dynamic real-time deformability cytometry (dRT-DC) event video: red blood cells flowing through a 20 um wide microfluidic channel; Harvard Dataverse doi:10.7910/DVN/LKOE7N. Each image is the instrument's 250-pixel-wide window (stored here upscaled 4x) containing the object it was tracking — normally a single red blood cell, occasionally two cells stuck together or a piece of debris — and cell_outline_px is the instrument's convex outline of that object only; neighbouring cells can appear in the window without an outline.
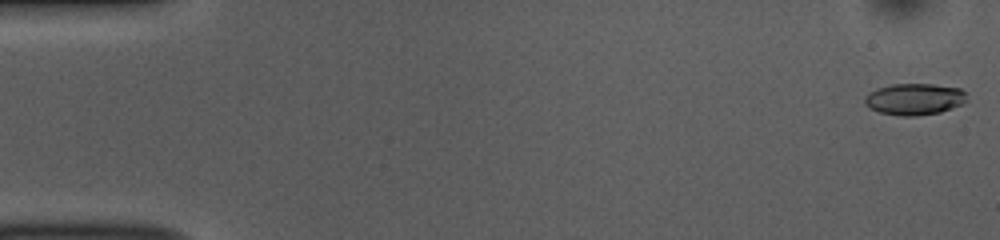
{"species": "common noctule bat (a hibernating species)", "species_latin": "Nyctalus noctula", "temperature_condition": "room temperature", "stored_images_in_passage": 52, "camera_frame_rate_fps": 3000, "um_per_image_px": 0.085, "animal": {"sex": "female", "body_mass_g": 10.0, "forearm_length_mm": 53.1}, "frame": {"image": 1, "passage_image": 1, "time_ms": 0.0, "image_size_px": [1000, 240], "cell_outline_px": [[968, 100], [964, 104], [940, 112], [916, 116], [900, 116], [880, 112], [864, 104], [864, 96], [868, 92], [876, 88], [892, 84], [932, 84], [960, 88], [964, 92]], "centroid_in_image_um": [77.73, 8.42], "position_along_channel_um": 7.3, "area_um2": 18.9}}
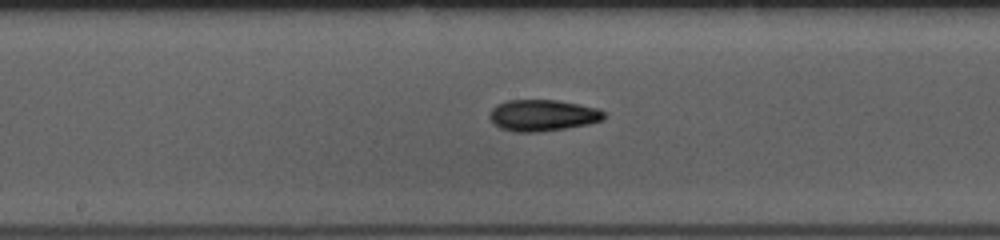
{"frame": {"image": 2, "passage_image": 27, "time_ms": 8.667, "image_size_px": [1000, 240], "cell_outline_px": [[608, 116], [604, 120], [588, 124], [564, 128], [536, 132], [516, 132], [500, 128], [488, 116], [492, 108], [496, 104], [508, 100], [556, 100], [580, 104], [596, 108], [604, 112]], "centroid_in_image_um": [46.14, 9.8], "position_along_channel_um": 202.1, "area_um2": 20.92}}
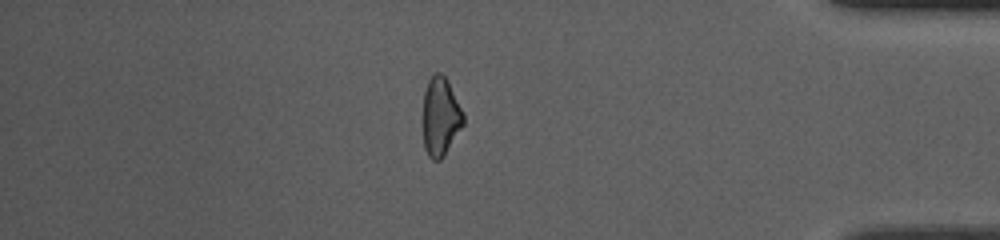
{"frame": {"image": 3, "passage_image": 45, "time_ms": 14.667, "image_size_px": [1000, 240], "cell_outline_px": [[464, 124], [444, 156], [440, 160], [432, 160], [428, 156], [424, 148], [424, 92], [428, 80], [436, 72], [440, 72], [448, 80], [464, 112]], "centroid_in_image_um": [37.47, 9.91], "position_along_channel_um": 397.7, "area_um2": 18.55}, "authors_computed_cell_mechanics": {"area_um2": 19.6809, "velocity_mm_per_s": 3.8286, "shape_relaxation_time_tau1_ms": 5.4343, "shape_relaxation_time_tau2_ms": 4.802, "deformation_change_tau1": 0.1767, "deformation_change_tau2": 0.1327}}